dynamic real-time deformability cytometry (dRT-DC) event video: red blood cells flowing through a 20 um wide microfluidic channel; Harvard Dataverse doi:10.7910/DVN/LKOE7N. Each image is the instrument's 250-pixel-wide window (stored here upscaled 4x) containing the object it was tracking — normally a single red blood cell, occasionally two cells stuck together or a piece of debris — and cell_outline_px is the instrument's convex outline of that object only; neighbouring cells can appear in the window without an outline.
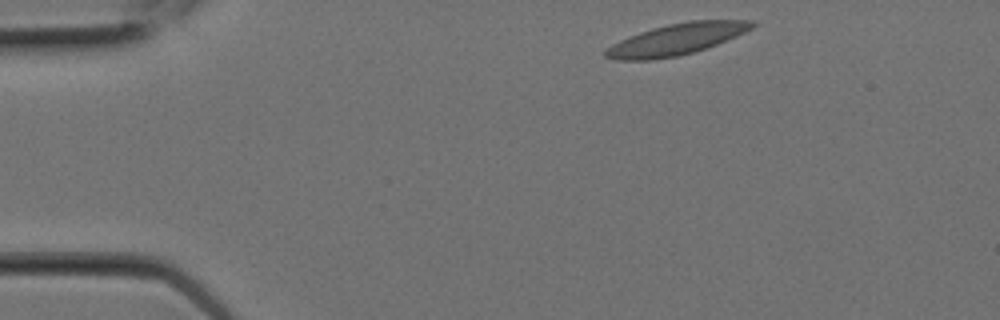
{"species": "Egyptian fruit bat (a non-hibernating species)", "species_latin": "Rousettus aegyptiacus", "temperature_condition": "room temperature", "stored_images_in_passage": 5, "camera_frame_rate_fps": 3000, "um_per_image_px": 0.085, "animal": {"sex": "female"}, "frame": {"image": 1, "passage_image": 1, "time_ms": 0.0, "image_size_px": [1000, 320], "cell_outline_px": [[756, 24], [752, 28], [736, 36], [716, 44], [692, 52], [676, 56], [652, 60], [616, 60], [604, 56], [604, 52], [612, 44], [628, 36], [652, 28], [668, 24], [692, 20], [752, 20]], "centroid_in_image_um": [57.47, 3.33], "position_along_channel_um": 27.5, "area_um2": 26.41}}
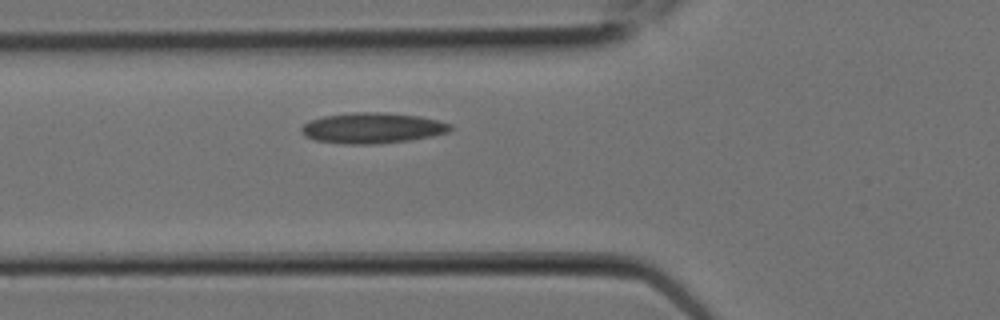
{"frame": {"image": 2, "passage_image": 5, "time_ms": 1.333, "image_size_px": [1000, 320], "cell_outline_px": [[452, 128], [448, 132], [432, 136], [408, 140], [376, 144], [344, 144], [316, 140], [304, 136], [300, 128], [304, 124], [312, 120], [324, 116], [352, 112], [384, 112], [420, 116], [452, 124]], "centroid_in_image_um": [31.65, 10.88], "position_along_channel_um": 94.1, "area_um2": 26.53}}